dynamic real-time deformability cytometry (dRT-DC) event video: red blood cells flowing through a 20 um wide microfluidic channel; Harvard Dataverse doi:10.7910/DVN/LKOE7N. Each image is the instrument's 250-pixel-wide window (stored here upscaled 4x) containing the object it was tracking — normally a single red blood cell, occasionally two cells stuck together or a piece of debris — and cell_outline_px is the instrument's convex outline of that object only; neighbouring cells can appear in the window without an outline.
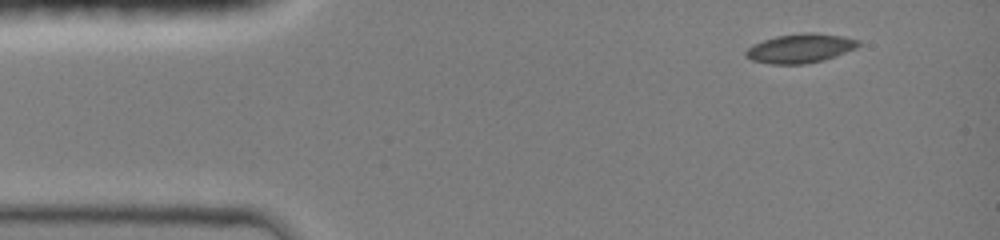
{"species": "common noctule bat (a hibernating species)", "species_latin": "Nyctalus noctula", "temperature_condition": "room temperature", "stored_images_in_passage": 20, "camera_frame_rate_fps": 3000, "um_per_image_px": 0.085, "animal": {"sex": "female", "body_mass_g": 19.0, "forearm_length_mm": 51.5}, "frame": {"image": 1, "passage_image": 1, "time_ms": 0.0, "image_size_px": [1000, 240], "cell_outline_px": [[860, 44], [856, 48], [836, 56], [824, 60], [804, 64], [772, 64], [752, 60], [744, 56], [744, 52], [752, 44], [776, 36], [808, 32], [812, 32], [840, 36], [860, 40]], "centroid_in_image_um": [68.01, 4.11], "position_along_channel_um": 17.0, "area_um2": 19.07}}
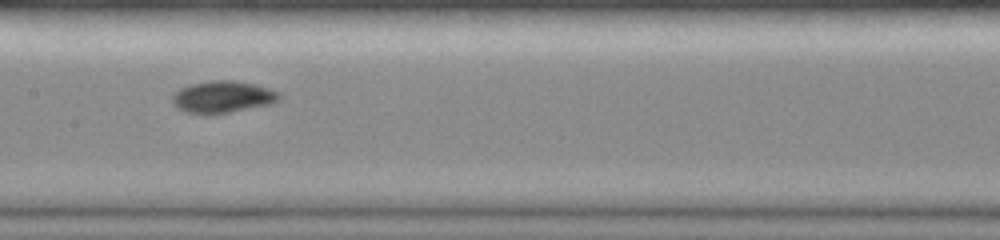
{"frame": {"image": 2, "passage_image": 12, "time_ms": 6.0, "image_size_px": [1000, 240], "cell_outline_px": [[280, 100], [272, 104], [228, 112], [184, 112], [176, 108], [172, 100], [172, 96], [180, 88], [188, 84], [212, 80], [236, 80], [272, 88], [280, 92]], "centroid_in_image_um": [18.97, 8.2], "position_along_channel_um": 188.4, "area_um2": 19.77}}
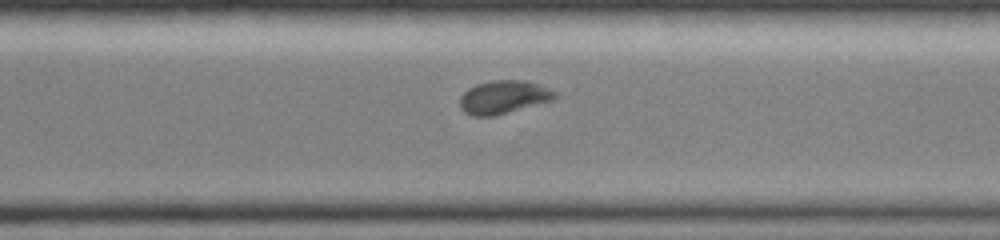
{"frame": {"image": 3, "passage_image": 20, "time_ms": 9.333, "image_size_px": [1000, 240], "cell_outline_px": [[556, 96], [552, 100], [496, 116], [472, 116], [464, 112], [460, 108], [460, 96], [468, 88], [476, 84], [492, 80], [524, 80], [548, 88], [556, 92]], "centroid_in_image_um": [42.76, 8.26], "position_along_channel_um": 327.8, "area_um2": 18.38}}